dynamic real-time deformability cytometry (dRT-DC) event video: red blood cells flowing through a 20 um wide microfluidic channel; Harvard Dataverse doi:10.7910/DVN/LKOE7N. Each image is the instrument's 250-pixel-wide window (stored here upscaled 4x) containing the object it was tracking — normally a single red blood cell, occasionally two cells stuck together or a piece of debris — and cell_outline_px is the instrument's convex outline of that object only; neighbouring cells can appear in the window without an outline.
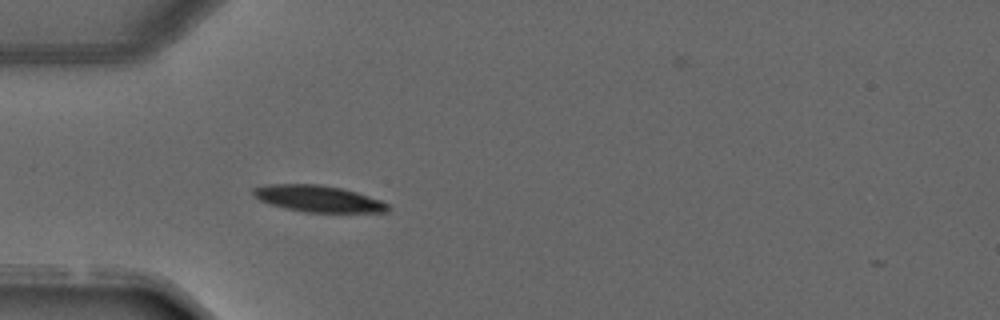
{"species": "common noctule bat (a hibernating species)", "species_latin": "Nyctalus noctula", "temperature_condition": "warm", "stored_images_in_passage": 4, "camera_frame_rate_fps": 3000, "um_per_image_px": 0.085, "animal": {"sex": "male", "forearm_length_mm": 52.5}, "frame": {"image": 1, "passage_image": 4, "time_ms": 3.667, "image_size_px": [1000, 320], "cell_outline_px": [[392, 208], [388, 212], [304, 212], [284, 208], [260, 200], [252, 196], [252, 188], [264, 184], [320, 184], [344, 188], [380, 200], [388, 204]], "centroid_in_image_um": [27.03, 16.88], "position_along_channel_um": 58.0, "area_um2": 20.98}}